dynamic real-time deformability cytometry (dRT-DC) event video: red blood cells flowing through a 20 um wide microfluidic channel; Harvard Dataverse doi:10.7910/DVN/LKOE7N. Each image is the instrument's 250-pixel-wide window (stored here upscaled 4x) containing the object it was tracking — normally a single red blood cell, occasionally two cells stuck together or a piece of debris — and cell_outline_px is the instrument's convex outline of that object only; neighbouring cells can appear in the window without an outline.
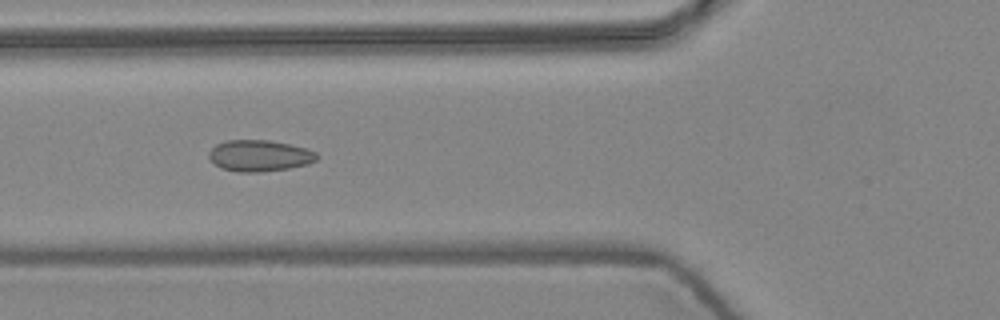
{"species": "common noctule bat (a hibernating species)", "species_latin": "Nyctalus noctula", "temperature_condition": "warm", "stored_images_in_passage": 8, "camera_frame_rate_fps": 3000, "um_per_image_px": 0.085, "animal": {"sex": "female", "body_mass_g": 24.6, "forearm_length_mm": 56.2}, "frame": {"image": 1, "passage_image": 5, "time_ms": 1.333, "image_size_px": [1000, 320], "cell_outline_px": [[320, 156], [316, 160], [308, 164], [288, 168], [260, 172], [240, 172], [220, 168], [208, 156], [208, 152], [216, 144], [228, 140], [268, 140], [308, 148], [316, 152]], "centroid_in_image_um": [22.08, 13.23], "position_along_channel_um": 103.7, "area_um2": 19.71}}
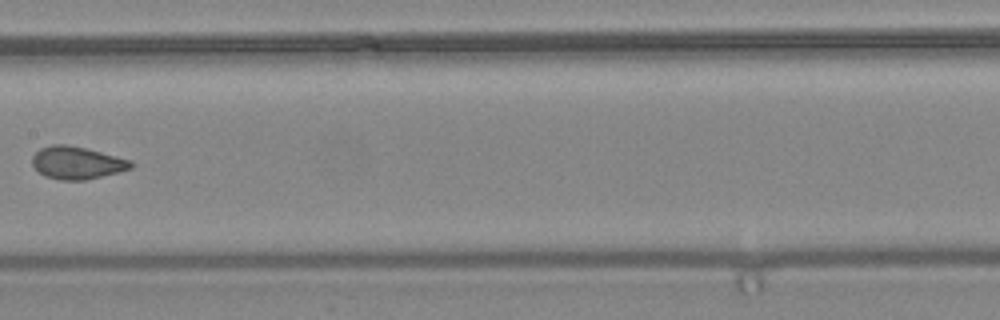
{"frame": {"image": 2, "passage_image": 7, "time_ms": 2.0, "image_size_px": [1000, 320], "cell_outline_px": [[132, 168], [120, 172], [84, 180], [60, 180], [44, 176], [32, 164], [32, 156], [40, 148], [52, 144], [64, 144], [84, 148], [132, 160]], "centroid_in_image_um": [6.53, 13.84], "position_along_channel_um": 200.9, "area_um2": 18.61}}
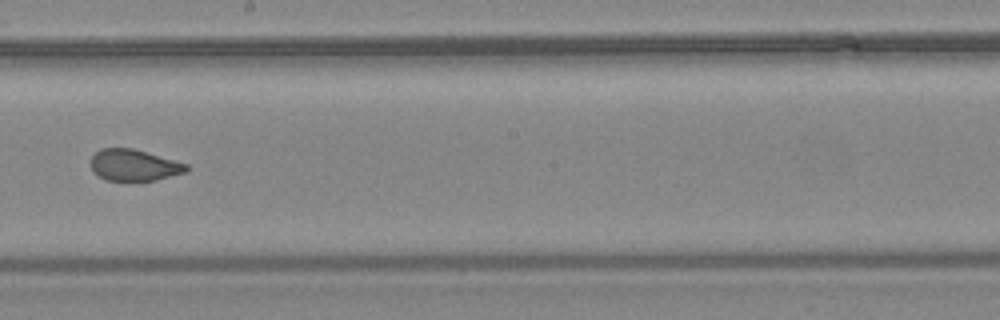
{"frame": {"image": 3, "passage_image": 8, "time_ms": 2.333, "image_size_px": [1000, 320], "cell_outline_px": [[188, 168], [184, 172], [156, 180], [108, 180], [92, 172], [88, 164], [88, 160], [100, 148], [132, 148], [188, 164]], "centroid_in_image_um": [11.31, 14.02], "position_along_channel_um": 236.9, "area_um2": 17.46}}